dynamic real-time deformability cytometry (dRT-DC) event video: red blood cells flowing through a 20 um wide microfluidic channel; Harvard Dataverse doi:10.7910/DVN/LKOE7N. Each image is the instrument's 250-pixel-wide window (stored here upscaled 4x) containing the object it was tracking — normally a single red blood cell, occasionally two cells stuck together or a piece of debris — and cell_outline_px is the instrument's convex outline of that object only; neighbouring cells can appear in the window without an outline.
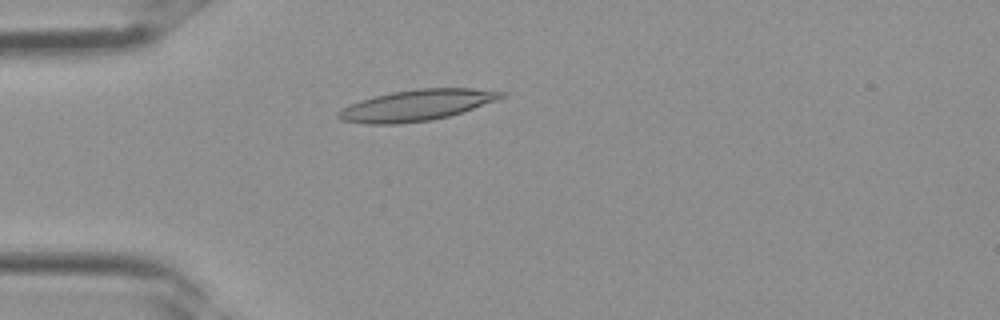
{"species": "Egyptian fruit bat (a non-hibernating species)", "species_latin": "Rousettus aegyptiacus", "temperature_condition": "room temperature", "stored_images_in_passage": 34, "camera_frame_rate_fps": 3000, "um_per_image_px": 0.085, "frame": {"image": 1, "passage_image": 9, "time_ms": 2.667, "image_size_px": [1000, 320], "cell_outline_px": [[508, 96], [448, 116], [432, 120], [396, 124], [368, 124], [340, 120], [336, 116], [336, 112], [360, 100], [372, 96], [392, 92], [416, 88], [472, 88], [508, 92]], "centroid_in_image_um": [35.41, 8.94], "position_along_channel_um": 49.6, "area_um2": 29.42}}
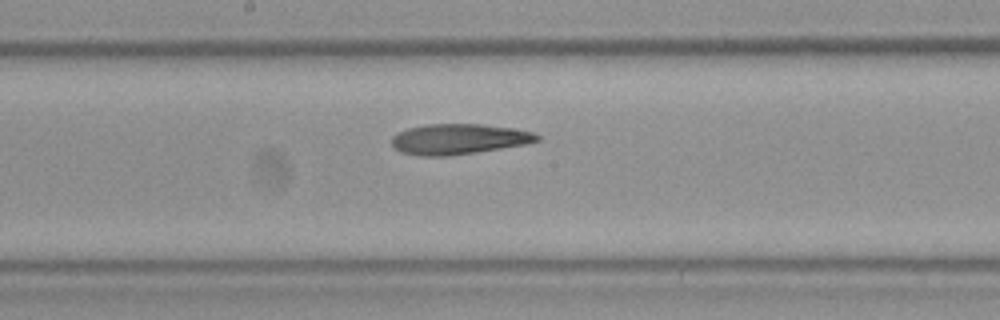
{"frame": {"image": 2, "passage_image": 18, "time_ms": 5.667, "image_size_px": [1000, 320], "cell_outline_px": [[540, 140], [524, 144], [452, 156], [420, 156], [400, 152], [392, 144], [392, 136], [408, 128], [428, 124], [480, 124], [512, 128], [532, 132], [540, 136]], "centroid_in_image_um": [38.97, 11.83], "position_along_channel_um": 209.2, "area_um2": 25.61}}
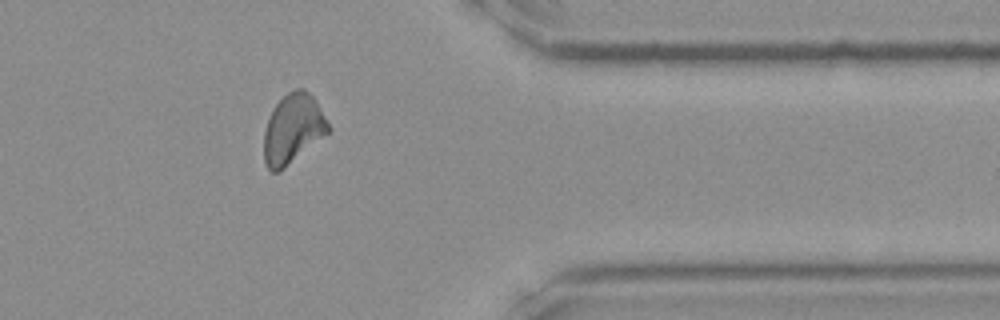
{"frame": {"image": 3, "passage_image": 28, "time_ms": 9.0, "image_size_px": [1000, 320], "cell_outline_px": [[332, 128], [328, 132], [280, 172], [272, 172], [268, 168], [264, 160], [264, 132], [268, 120], [276, 104], [288, 92], [296, 88], [304, 88], [316, 100]], "centroid_in_image_um": [24.91, 10.95], "position_along_channel_um": 386.5, "area_um2": 25.84}}